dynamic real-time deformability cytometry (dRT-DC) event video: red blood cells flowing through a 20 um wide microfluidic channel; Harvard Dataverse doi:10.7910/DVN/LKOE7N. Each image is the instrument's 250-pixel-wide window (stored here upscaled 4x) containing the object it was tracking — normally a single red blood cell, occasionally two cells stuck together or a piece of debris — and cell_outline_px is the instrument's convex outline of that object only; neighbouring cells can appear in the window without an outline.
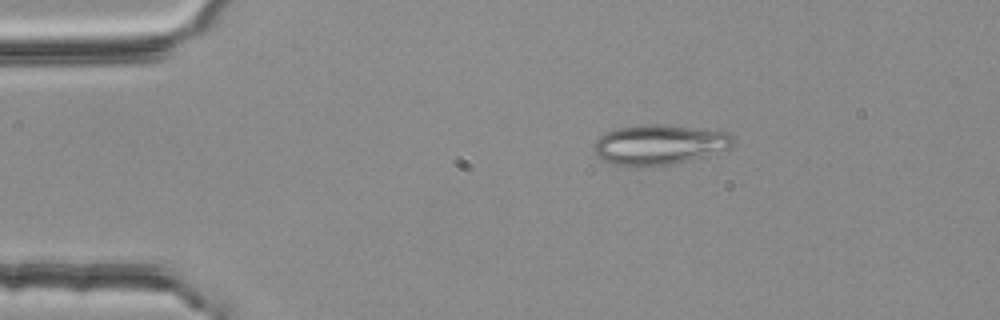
{"species": "common noctule bat (a hibernating species)", "species_latin": "Nyctalus noctula", "temperature_condition": "room temperature", "stored_images_in_passage": 37, "camera_frame_rate_fps": 3000, "um_per_image_px": 0.085, "animal": {"sex": "female", "body_mass_g": 25.1}, "frame": {"image": 1, "passage_image": 1, "time_ms": 0.0, "image_size_px": [1000, 320], "cell_outline_px": [[732, 144], [728, 148], [688, 160], [672, 164], [636, 168], [624, 168], [600, 160], [596, 156], [596, 140], [600, 136], [616, 128], [640, 124], [664, 124], [728, 132], [732, 136]], "centroid_in_image_um": [55.95, 12.31], "position_along_channel_um": 29.1, "area_um2": 32.54}}